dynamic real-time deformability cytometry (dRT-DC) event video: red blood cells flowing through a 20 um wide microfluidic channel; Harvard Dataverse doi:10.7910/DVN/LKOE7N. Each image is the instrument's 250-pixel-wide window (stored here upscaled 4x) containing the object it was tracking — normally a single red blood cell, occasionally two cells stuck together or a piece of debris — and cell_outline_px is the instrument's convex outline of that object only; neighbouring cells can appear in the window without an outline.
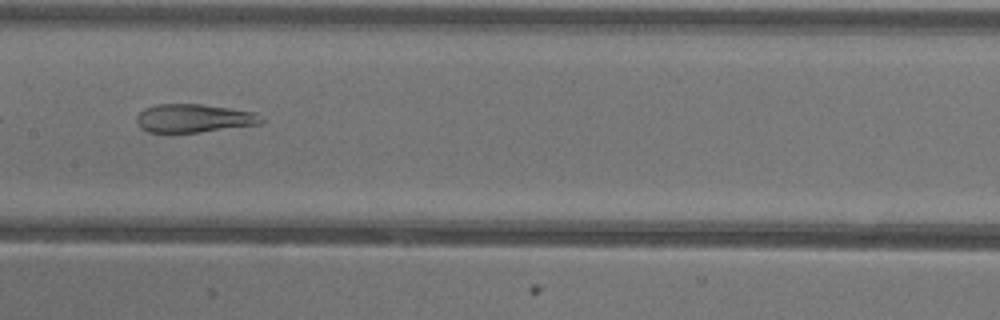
{"species": "common noctule bat (a hibernating species)", "species_latin": "Nyctalus noctula", "temperature_condition": "warm", "stored_images_in_passage": 35, "camera_frame_rate_fps": 3000, "um_per_image_px": 0.085, "animal": {"sex": "female"}, "frame": {"image": 1, "passage_image": 11, "time_ms": 3.333, "image_size_px": [1000, 320], "cell_outline_px": [[264, 120], [260, 124], [200, 132], [148, 132], [140, 128], [136, 120], [136, 116], [144, 108], [156, 104], [200, 104], [256, 112]], "centroid_in_image_um": [16.46, 10.05], "position_along_channel_um": 190.9, "area_um2": 20.58}, "authors_computed_cell_mechanics": {"area_um2": 23.0622, "velocity_mm_per_s": 3.9563, "shape_relaxation_time_tau1_ms": null, "shape_relaxation_time_tau2_ms": 2.8827, "deformation_change_tau1": null, "deformation_change_tau2": 0.1267}}